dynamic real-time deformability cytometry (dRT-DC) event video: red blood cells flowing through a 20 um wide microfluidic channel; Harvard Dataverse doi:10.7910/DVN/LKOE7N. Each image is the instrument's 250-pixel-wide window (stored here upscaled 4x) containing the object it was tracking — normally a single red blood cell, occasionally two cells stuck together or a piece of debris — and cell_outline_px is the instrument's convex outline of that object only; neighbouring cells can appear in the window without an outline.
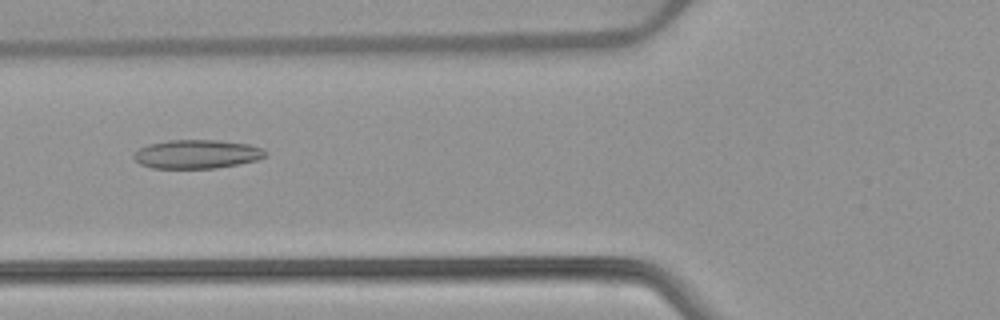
{"species": "common noctule bat (a hibernating species)", "species_latin": "Nyctalus noctula", "temperature_condition": "warm", "stored_images_in_passage": 52, "camera_frame_rate_fps": 3000, "um_per_image_px": 0.085, "animal": {"sex": "female", "body_mass_g": 22.7, "forearm_length_mm": 54.2}, "frame": {"image": 1, "passage_image": 20, "time_ms": 6.333, "image_size_px": [1000, 320], "cell_outline_px": [[268, 156], [260, 160], [216, 168], [152, 168], [140, 164], [132, 156], [140, 148], [148, 144], [168, 140], [220, 140], [248, 144], [264, 148], [268, 152]], "centroid_in_image_um": [16.8, 13.1], "position_along_channel_um": 109.0, "area_um2": 22.31}}
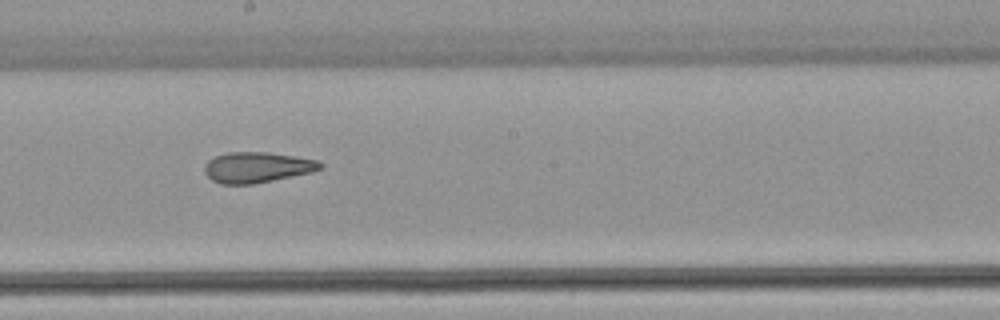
{"frame": {"image": 2, "passage_image": 29, "time_ms": 9.333, "image_size_px": [1000, 320], "cell_outline_px": [[324, 168], [312, 172], [252, 184], [220, 184], [212, 180], [204, 172], [204, 168], [208, 160], [216, 156], [228, 152], [268, 152], [320, 160], [324, 164]], "centroid_in_image_um": [21.88, 14.22], "position_along_channel_um": 226.3, "area_um2": 20.69}}
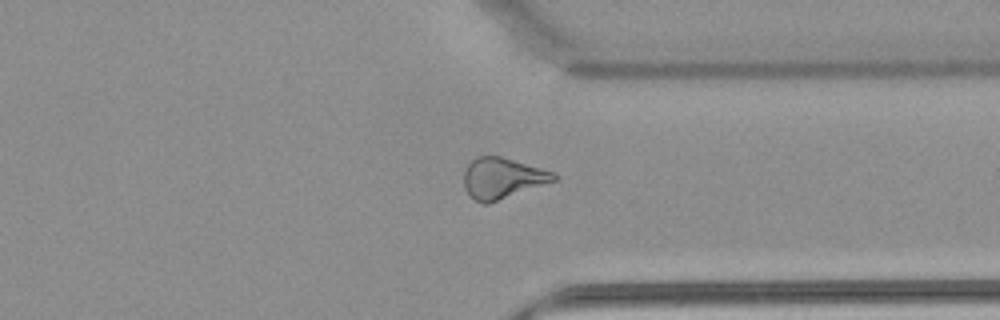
{"frame": {"image": 3, "passage_image": 40, "time_ms": 13.0, "image_size_px": [1000, 320], "cell_outline_px": [[560, 176], [556, 180], [488, 204], [484, 204], [468, 196], [464, 188], [464, 172], [468, 164], [476, 156], [500, 156], [556, 172]], "centroid_in_image_um": [42.7, 15.14], "position_along_channel_um": 368.7, "area_um2": 21.5}, "authors_computed_cell_mechanics": {"area_um2": 22.4553, "velocity_mm_per_s": 3.9055, "shape_relaxation_time_tau1_ms": null, "shape_relaxation_time_tau2_ms": 2.7924, "deformation_change_tau1": null, "deformation_change_tau2": 0.1189}}